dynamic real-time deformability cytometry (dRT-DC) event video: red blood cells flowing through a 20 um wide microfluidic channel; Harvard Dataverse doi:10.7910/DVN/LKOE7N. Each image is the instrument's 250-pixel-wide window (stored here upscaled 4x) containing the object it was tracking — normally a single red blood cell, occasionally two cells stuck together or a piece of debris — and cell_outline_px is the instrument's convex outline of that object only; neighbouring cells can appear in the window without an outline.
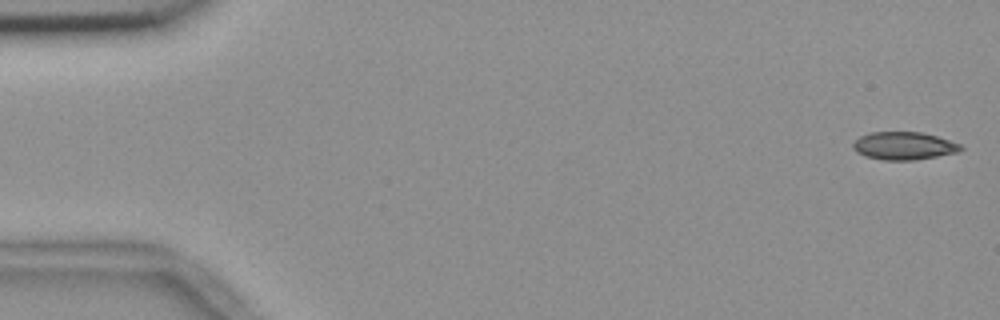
{"species": "common noctule bat (a hibernating species)", "species_latin": "Nyctalus noctula", "temperature_condition": "room temperature", "stored_images_in_passage": 55, "camera_frame_rate_fps": 3000, "um_per_image_px": 0.085, "animal": {"sex": "female", "body_mass_g": 18.4}, "frame": {"image": 1, "passage_image": 1, "time_ms": 0.0, "image_size_px": [1000, 320], "cell_outline_px": [[964, 148], [956, 152], [916, 160], [880, 160], [864, 156], [856, 152], [852, 148], [852, 144], [860, 136], [872, 132], [920, 132], [936, 136], [960, 144]], "centroid_in_image_um": [76.78, 12.4], "position_along_channel_um": 8.2, "area_um2": 17.4}}
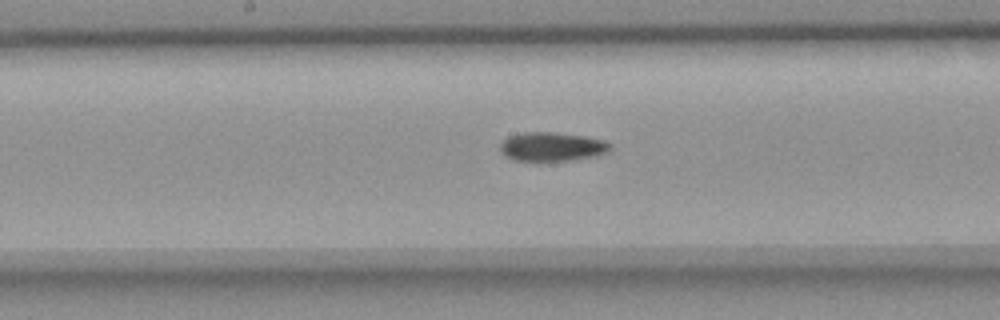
{"frame": {"image": 2, "passage_image": 28, "time_ms": 9.0, "image_size_px": [1000, 320], "cell_outline_px": [[612, 148], [608, 152], [600, 156], [576, 160], [540, 164], [536, 164], [512, 160], [504, 156], [500, 152], [500, 144], [508, 136], [520, 132], [552, 132], [584, 136], [604, 140], [612, 144]], "centroid_in_image_um": [46.9, 12.53], "position_along_channel_um": 201.3, "area_um2": 19.83}}
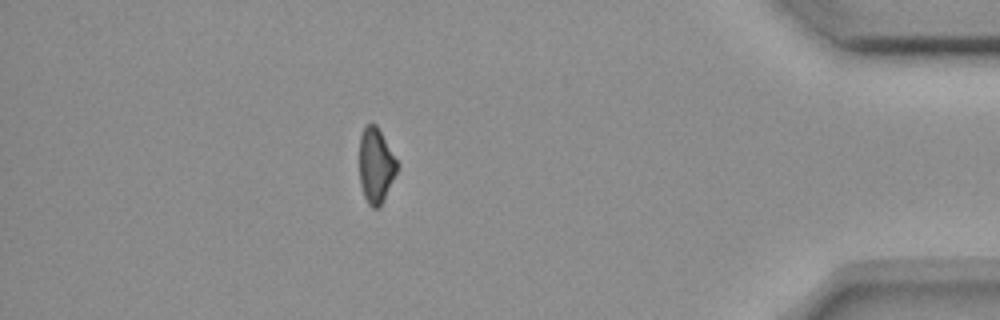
{"frame": {"image": 3, "passage_image": 48, "time_ms": 15.667, "image_size_px": [1000, 320], "cell_outline_px": [[400, 164], [384, 200], [380, 208], [372, 208], [368, 204], [364, 196], [360, 184], [360, 136], [364, 124], [376, 124]], "centroid_in_image_um": [31.96, 14.07], "position_along_channel_um": 403.2, "area_um2": 16.7}, "authors_computed_cell_mechanics": {"area_um2": 18.0336, "velocity_mm_per_s": 3.6933, "shape_relaxation_time_tau1_ms": 8.2308, "shape_relaxation_time_tau2_ms": null, "deformation_change_tau1": 0.1544, "deformation_change_tau2": null}}